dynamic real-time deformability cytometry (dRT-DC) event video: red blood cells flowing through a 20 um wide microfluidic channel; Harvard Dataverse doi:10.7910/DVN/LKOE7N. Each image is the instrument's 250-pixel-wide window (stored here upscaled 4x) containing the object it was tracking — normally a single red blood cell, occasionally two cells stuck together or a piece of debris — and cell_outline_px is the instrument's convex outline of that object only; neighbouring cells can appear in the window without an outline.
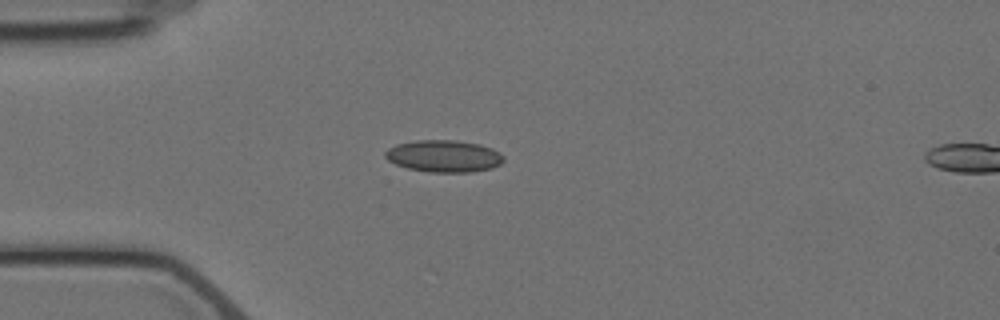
{"species": "Egyptian fruit bat (a non-hibernating species)", "species_latin": "Rousettus aegyptiacus", "temperature_condition": "cold", "stored_images_in_passage": 5, "camera_frame_rate_fps": 3000, "um_per_image_px": 0.085, "animal": {"sex": "female"}, "frame": {"image": 1, "passage_image": 4, "time_ms": 3.333, "image_size_px": [1000, 320], "cell_outline_px": [[504, 160], [500, 164], [492, 168], [472, 172], [428, 172], [408, 168], [396, 164], [388, 160], [384, 156], [384, 152], [388, 148], [396, 144], [416, 140], [456, 140], [480, 144], [492, 148], [500, 152], [504, 156]], "centroid_in_image_um": [37.74, 13.26], "position_along_channel_um": 47.3, "area_um2": 22.25}}